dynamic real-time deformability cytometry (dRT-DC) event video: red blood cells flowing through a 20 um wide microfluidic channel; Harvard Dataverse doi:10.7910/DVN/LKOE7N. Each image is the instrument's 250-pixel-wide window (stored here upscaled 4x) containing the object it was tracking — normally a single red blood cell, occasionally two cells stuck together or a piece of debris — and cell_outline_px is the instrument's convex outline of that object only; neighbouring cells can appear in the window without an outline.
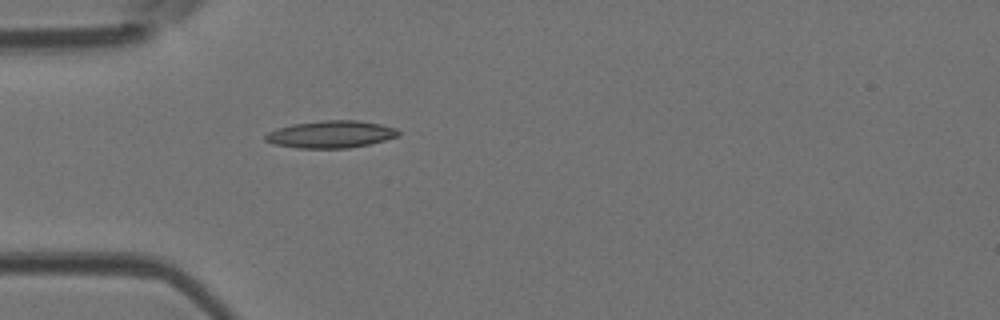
{"species": "Egyptian fruit bat (a non-hibernating species)", "species_latin": "Rousettus aegyptiacus", "temperature_condition": "room temperature", "stored_images_in_passage": 32, "camera_frame_rate_fps": 3000, "um_per_image_px": 0.085, "animal": {"sex": "female"}, "frame": {"image": 1, "passage_image": 1, "time_ms": 0.0, "image_size_px": [1000, 320], "cell_outline_px": [[400, 136], [368, 144], [348, 148], [296, 148], [272, 144], [264, 140], [264, 136], [268, 132], [276, 128], [292, 124], [324, 120], [356, 120], [380, 124], [396, 128], [400, 132]], "centroid_in_image_um": [28.09, 11.41], "position_along_channel_um": 56.9, "area_um2": 21.21}}
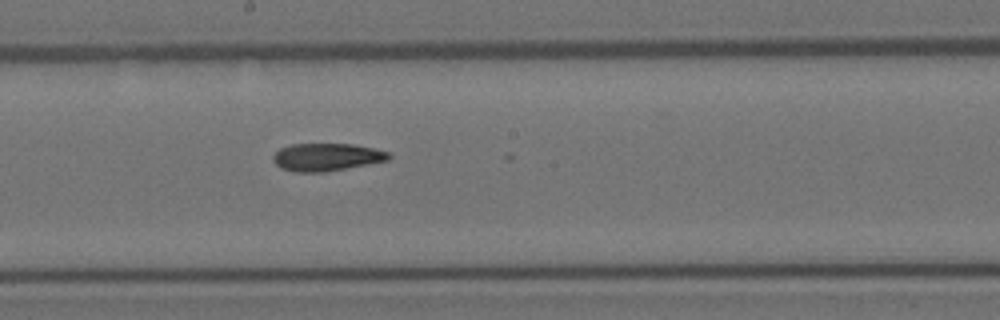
{"frame": {"image": 2, "passage_image": 13, "time_ms": 4.0, "image_size_px": [1000, 320], "cell_outline_px": [[392, 156], [388, 160], [368, 164], [324, 172], [296, 172], [280, 168], [272, 160], [272, 156], [280, 148], [292, 144], [352, 144], [372, 148], [388, 152]], "centroid_in_image_um": [27.73, 13.35], "position_along_channel_um": 220.5, "area_um2": 18.55}}
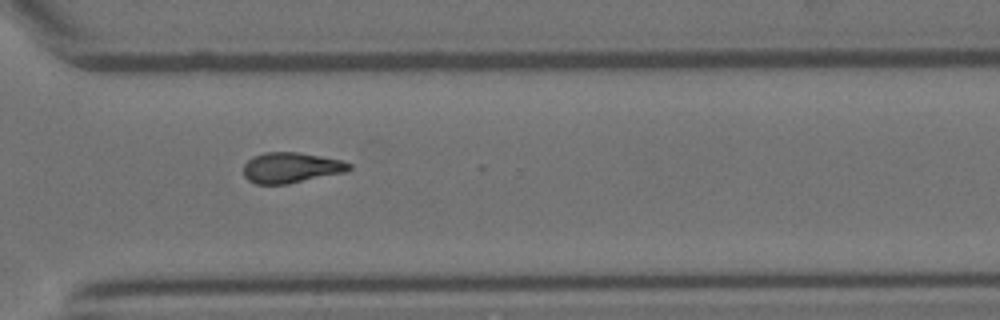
{"frame": {"image": 3, "passage_image": 22, "time_ms": 7.0, "image_size_px": [1000, 320], "cell_outline_px": [[352, 168], [348, 172], [288, 184], [256, 184], [248, 180], [244, 176], [244, 164], [252, 156], [264, 152], [296, 152], [320, 156], [340, 160], [352, 164]], "centroid_in_image_um": [24.75, 14.26], "position_along_channel_um": 345.9, "area_um2": 18.96}}